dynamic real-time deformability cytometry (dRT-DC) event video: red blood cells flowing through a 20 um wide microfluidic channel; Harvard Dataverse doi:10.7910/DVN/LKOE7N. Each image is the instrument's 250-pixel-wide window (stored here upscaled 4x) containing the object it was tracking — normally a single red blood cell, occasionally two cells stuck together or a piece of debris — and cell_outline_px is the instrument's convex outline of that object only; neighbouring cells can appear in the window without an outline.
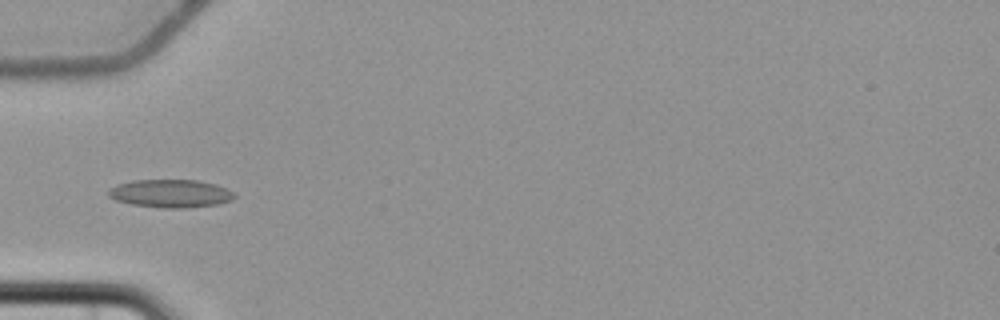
{"species": "common noctule bat (a hibernating species)", "species_latin": "Nyctalus noctula", "temperature_condition": "cold", "stored_images_in_passage": 7, "camera_frame_rate_fps": 3000, "um_per_image_px": 0.085, "animal": {"sex": "female", "body_mass_g": 22.7, "forearm_length_mm": 54.2}, "frame": {"image": 1, "passage_image": 6, "time_ms": 6.0, "image_size_px": [1000, 320], "cell_outline_px": [[236, 196], [232, 200], [220, 204], [188, 208], [164, 208], [132, 204], [116, 200], [108, 196], [108, 192], [116, 184], [132, 180], [196, 180], [216, 184], [232, 192]], "centroid_in_image_um": [14.51, 16.45], "position_along_channel_um": 70.5, "area_um2": 20.58}}
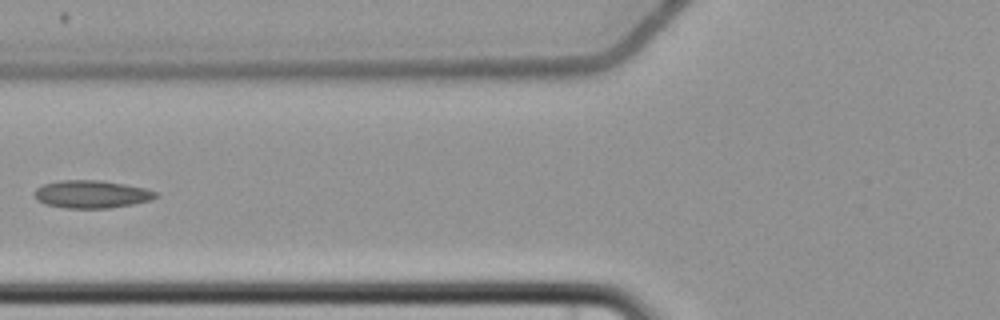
{"frame": {"image": 2, "passage_image": 7, "time_ms": 7.333, "image_size_px": [1000, 320], "cell_outline_px": [[160, 196], [152, 200], [132, 204], [108, 208], [64, 208], [44, 204], [36, 200], [36, 188], [44, 184], [60, 180], [100, 180], [124, 184], [144, 188], [156, 192]], "centroid_in_image_um": [7.79, 16.51], "position_along_channel_um": 118.0, "area_um2": 19.59}}